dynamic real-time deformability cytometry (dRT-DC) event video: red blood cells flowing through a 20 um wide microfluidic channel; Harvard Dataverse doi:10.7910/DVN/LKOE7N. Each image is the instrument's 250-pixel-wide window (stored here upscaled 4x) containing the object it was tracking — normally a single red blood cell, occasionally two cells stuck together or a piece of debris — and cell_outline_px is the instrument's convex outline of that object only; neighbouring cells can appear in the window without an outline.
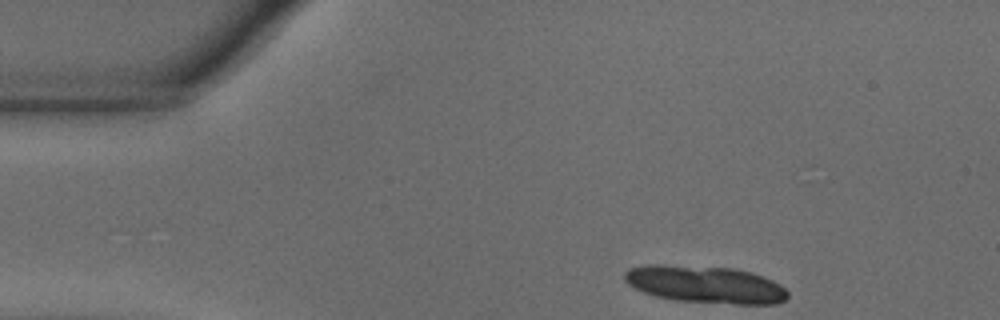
{"species": "common noctule bat (a hibernating species)", "species_latin": "Nyctalus noctula", "temperature_condition": "warm", "stored_images_in_passage": 13, "camera_frame_rate_fps": 3000, "um_per_image_px": 0.085, "animal": {"sex": "male", "body_mass_g": 18.8}, "frame": {"image": 1, "passage_image": 1, "time_ms": 0.0, "image_size_px": [1000, 320], "cell_outline_px": [[788, 296], [784, 300], [776, 304], [736, 304], [676, 300], [656, 296], [644, 292], [628, 284], [624, 280], [624, 272], [628, 268], [648, 264], [656, 264], [736, 268], [752, 272], [764, 276], [780, 284], [788, 292]], "centroid_in_image_um": [59.96, 24.17], "position_along_channel_um": 25.0, "area_um2": 35.6}}